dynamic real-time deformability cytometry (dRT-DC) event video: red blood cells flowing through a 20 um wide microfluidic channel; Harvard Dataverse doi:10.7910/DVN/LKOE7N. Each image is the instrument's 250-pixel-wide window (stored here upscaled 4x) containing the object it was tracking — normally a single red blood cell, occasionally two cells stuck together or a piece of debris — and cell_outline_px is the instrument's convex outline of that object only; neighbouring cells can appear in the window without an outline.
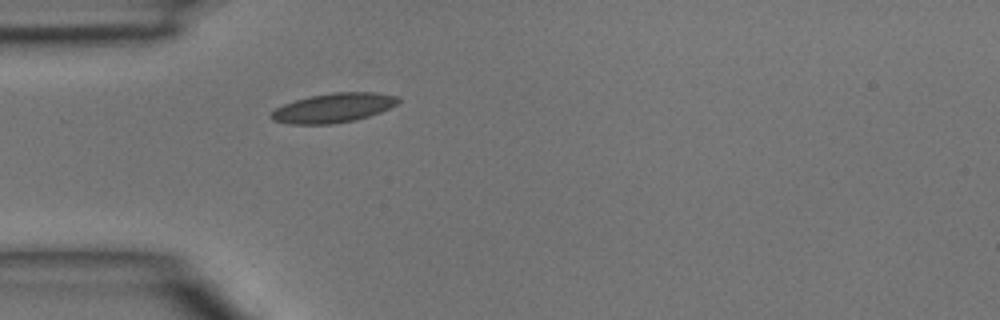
{"species": "common noctule bat (a hibernating species)", "species_latin": "Nyctalus noctula", "temperature_condition": "room temperature", "stored_images_in_passage": 34, "camera_frame_rate_fps": 3000, "um_per_image_px": 0.085, "animal": {"sex": "male", "body_mass_g": 15.6}, "frame": {"image": 1, "passage_image": 1, "time_ms": 0.0, "image_size_px": [1000, 320], "cell_outline_px": [[400, 100], [396, 104], [380, 112], [356, 120], [332, 124], [288, 124], [272, 120], [268, 116], [276, 108], [284, 104], [296, 100], [312, 96], [332, 92], [376, 92], [400, 96]], "centroid_in_image_um": [28.34, 9.17], "position_along_channel_um": 56.7, "area_um2": 21.73}}
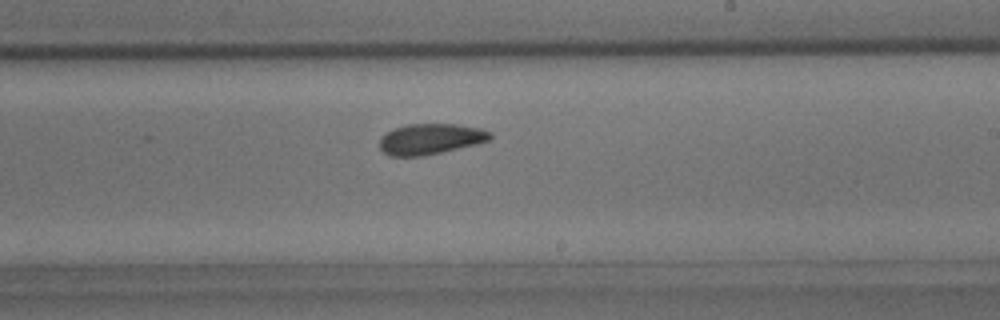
{"frame": {"image": 2, "passage_image": 15, "time_ms": 4.667, "image_size_px": [1000, 320], "cell_outline_px": [[492, 140], [476, 144], [424, 156], [388, 156], [380, 148], [380, 140], [388, 132], [396, 128], [408, 124], [456, 124], [480, 128], [492, 132]], "centroid_in_image_um": [36.64, 11.82], "position_along_channel_um": 252.4, "area_um2": 19.71}}
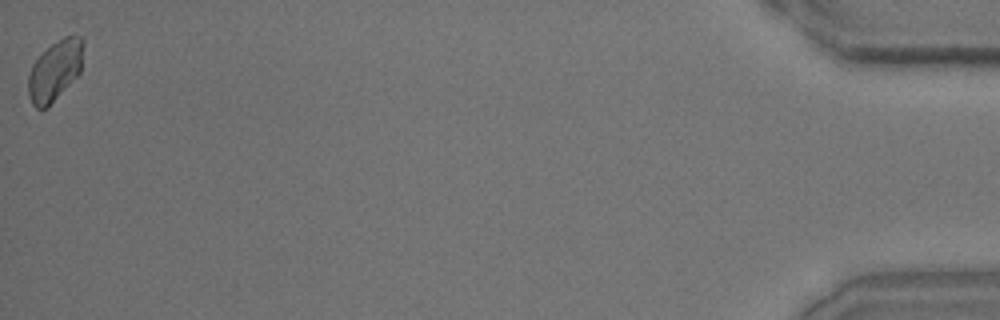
{"frame": {"image": 3, "passage_image": 34, "time_ms": 11.0, "image_size_px": [1000, 320], "cell_outline_px": [[84, 44], [80, 72], [48, 108], [36, 108], [32, 104], [28, 96], [28, 76], [32, 64], [52, 44], [64, 36], [80, 36], [84, 40]], "centroid_in_image_um": [4.67, 6.01], "position_along_channel_um": 430.5, "area_um2": 19.25}}